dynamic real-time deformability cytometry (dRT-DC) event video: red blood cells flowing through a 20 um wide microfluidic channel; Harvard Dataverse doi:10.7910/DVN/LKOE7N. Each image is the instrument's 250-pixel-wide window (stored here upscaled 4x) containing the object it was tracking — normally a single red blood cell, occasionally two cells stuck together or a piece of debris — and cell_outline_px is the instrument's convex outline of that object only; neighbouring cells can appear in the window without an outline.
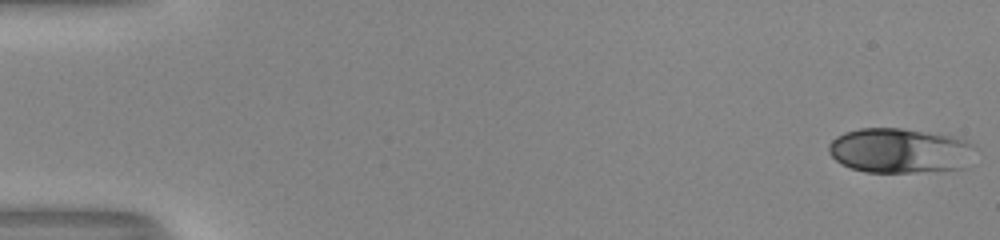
{"species": "human", "species_latin": "Homo sapiens", "temperature_condition": "room temperature", "stored_images_in_passage": 15, "camera_frame_rate_fps": 3000, "um_per_image_px": 0.085, "donor": {"sex": "male"}, "frame": {"image": 1, "passage_image": 1, "time_ms": 0.0, "image_size_px": [1000, 240], "cell_outline_px": [[976, 148], [968, 168], [912, 172], [868, 172], [852, 168], [840, 164], [828, 152], [828, 144], [836, 136], [844, 132], [860, 128], [900, 128], [952, 136], [968, 140]], "centroid_in_image_um": [76.51, 12.8], "position_along_channel_um": 8.5, "area_um2": 38.61}}